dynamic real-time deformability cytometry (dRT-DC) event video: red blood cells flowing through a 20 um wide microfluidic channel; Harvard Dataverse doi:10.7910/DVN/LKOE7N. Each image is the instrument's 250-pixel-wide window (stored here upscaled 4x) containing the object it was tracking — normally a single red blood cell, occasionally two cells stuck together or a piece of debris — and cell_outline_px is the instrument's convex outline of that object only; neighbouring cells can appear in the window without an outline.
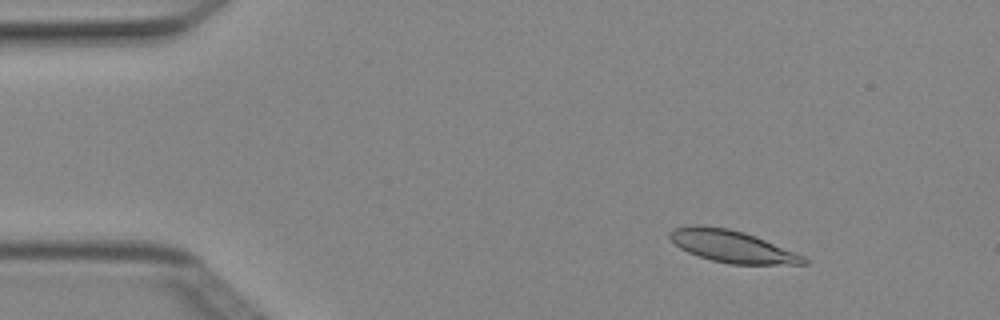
{"species": "Egyptian fruit bat (a non-hibernating species)", "species_latin": "Rousettus aegyptiacus", "temperature_condition": "cold", "stored_images_in_passage": 4, "camera_frame_rate_fps": 3000, "um_per_image_px": 0.085, "animal": {"sex": "female"}, "frame": {"image": 1, "passage_image": 2, "time_ms": 0.333, "image_size_px": [1000, 320], "cell_outline_px": [[808, 264], [728, 264], [712, 260], [688, 252], [680, 248], [668, 236], [668, 232], [672, 228], [692, 224], [700, 224], [728, 228], [744, 232], [756, 236], [804, 256], [808, 260]], "centroid_in_image_um": [62.18, 20.92], "position_along_channel_um": 22.8, "area_um2": 25.09}}